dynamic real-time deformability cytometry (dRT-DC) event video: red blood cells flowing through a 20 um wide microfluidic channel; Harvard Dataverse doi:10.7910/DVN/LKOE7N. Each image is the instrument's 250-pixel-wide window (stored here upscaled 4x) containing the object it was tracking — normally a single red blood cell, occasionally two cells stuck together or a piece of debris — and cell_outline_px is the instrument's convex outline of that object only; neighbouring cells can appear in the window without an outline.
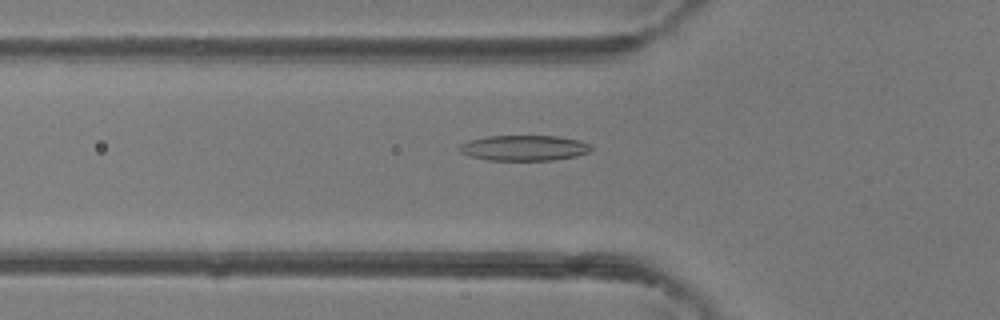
{"species": "common noctule bat (a hibernating species)", "species_latin": "Nyctalus noctula", "temperature_condition": "room temperature", "stored_images_in_passage": 47, "camera_frame_rate_fps": 3000, "um_per_image_px": 0.085, "animal": {"sex": "female"}, "frame": {"image": 1, "passage_image": 16, "time_ms": 5.0, "image_size_px": [1000, 320], "cell_outline_px": [[592, 148], [588, 152], [576, 156], [552, 160], [488, 160], [468, 156], [460, 152], [456, 148], [460, 144], [468, 140], [488, 136], [556, 136], [580, 140], [592, 144]], "centroid_in_image_um": [44.52, 12.57], "position_along_channel_um": 81.3, "area_um2": 19.71}}
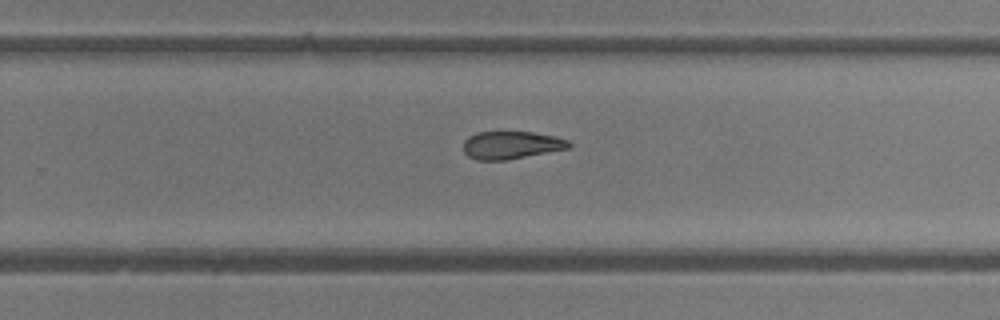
{"frame": {"image": 2, "passage_image": 30, "time_ms": 9.667, "image_size_px": [1000, 320], "cell_outline_px": [[572, 144], [568, 148], [508, 160], [476, 160], [468, 156], [464, 152], [464, 140], [468, 136], [476, 132], [532, 132], [556, 136], [568, 140]], "centroid_in_image_um": [43.44, 12.33], "position_along_channel_um": 286.4, "area_um2": 17.11}}
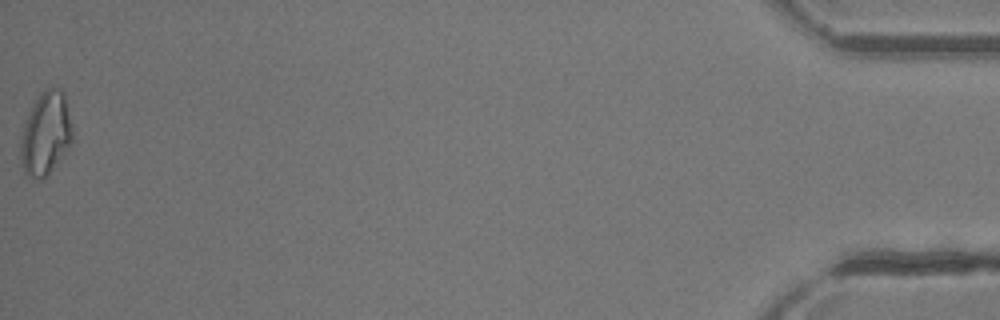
{"frame": {"image": 3, "passage_image": 47, "time_ms": 15.333, "image_size_px": [1000, 320], "cell_outline_px": [[72, 144], [48, 176], [40, 180], [24, 172], [20, 160], [20, 140], [24, 124], [28, 112], [40, 92], [48, 88], [60, 88], [64, 92], [72, 128]], "centroid_in_image_um": [3.88, 11.37], "position_along_channel_um": 431.3, "area_um2": 25.32}, "authors_computed_cell_mechanics": {"area_um2": 19.5942, "velocity_mm_per_s": 4.3889, "shape_relaxation_time_tau1_ms": 4.5666, "shape_relaxation_time_tau2_ms": 3.3833, "deformation_change_tau1": 0.1461, "deformation_change_tau2": 0.1157}}